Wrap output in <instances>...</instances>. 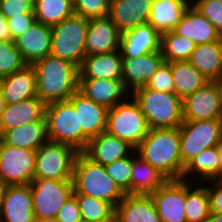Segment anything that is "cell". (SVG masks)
Here are the masks:
<instances>
[{
  "mask_svg": "<svg viewBox=\"0 0 222 222\" xmlns=\"http://www.w3.org/2000/svg\"><path fill=\"white\" fill-rule=\"evenodd\" d=\"M126 98L108 110L106 132L136 148L150 131L147 119L134 98Z\"/></svg>",
  "mask_w": 222,
  "mask_h": 222,
  "instance_id": "7",
  "label": "cell"
},
{
  "mask_svg": "<svg viewBox=\"0 0 222 222\" xmlns=\"http://www.w3.org/2000/svg\"><path fill=\"white\" fill-rule=\"evenodd\" d=\"M1 136L4 144L36 151L41 145L48 141L47 122H29L16 128L6 130Z\"/></svg>",
  "mask_w": 222,
  "mask_h": 222,
  "instance_id": "30",
  "label": "cell"
},
{
  "mask_svg": "<svg viewBox=\"0 0 222 222\" xmlns=\"http://www.w3.org/2000/svg\"><path fill=\"white\" fill-rule=\"evenodd\" d=\"M219 90H220V110H221V120H222V79L219 81Z\"/></svg>",
  "mask_w": 222,
  "mask_h": 222,
  "instance_id": "52",
  "label": "cell"
},
{
  "mask_svg": "<svg viewBox=\"0 0 222 222\" xmlns=\"http://www.w3.org/2000/svg\"><path fill=\"white\" fill-rule=\"evenodd\" d=\"M135 151L169 180L182 179L185 165L181 158L179 127L150 129Z\"/></svg>",
  "mask_w": 222,
  "mask_h": 222,
  "instance_id": "1",
  "label": "cell"
},
{
  "mask_svg": "<svg viewBox=\"0 0 222 222\" xmlns=\"http://www.w3.org/2000/svg\"><path fill=\"white\" fill-rule=\"evenodd\" d=\"M78 153L70 145L48 140L36 150L34 179L72 181Z\"/></svg>",
  "mask_w": 222,
  "mask_h": 222,
  "instance_id": "8",
  "label": "cell"
},
{
  "mask_svg": "<svg viewBox=\"0 0 222 222\" xmlns=\"http://www.w3.org/2000/svg\"><path fill=\"white\" fill-rule=\"evenodd\" d=\"M78 202L81 218L114 221L115 208L108 202L84 194H73Z\"/></svg>",
  "mask_w": 222,
  "mask_h": 222,
  "instance_id": "37",
  "label": "cell"
},
{
  "mask_svg": "<svg viewBox=\"0 0 222 222\" xmlns=\"http://www.w3.org/2000/svg\"><path fill=\"white\" fill-rule=\"evenodd\" d=\"M122 54L120 50L86 56L79 67V79H121Z\"/></svg>",
  "mask_w": 222,
  "mask_h": 222,
  "instance_id": "27",
  "label": "cell"
},
{
  "mask_svg": "<svg viewBox=\"0 0 222 222\" xmlns=\"http://www.w3.org/2000/svg\"><path fill=\"white\" fill-rule=\"evenodd\" d=\"M36 222H59L56 218L36 219Z\"/></svg>",
  "mask_w": 222,
  "mask_h": 222,
  "instance_id": "53",
  "label": "cell"
},
{
  "mask_svg": "<svg viewBox=\"0 0 222 222\" xmlns=\"http://www.w3.org/2000/svg\"><path fill=\"white\" fill-rule=\"evenodd\" d=\"M0 90L6 104L18 103L37 96L36 71L33 65L0 79Z\"/></svg>",
  "mask_w": 222,
  "mask_h": 222,
  "instance_id": "23",
  "label": "cell"
},
{
  "mask_svg": "<svg viewBox=\"0 0 222 222\" xmlns=\"http://www.w3.org/2000/svg\"><path fill=\"white\" fill-rule=\"evenodd\" d=\"M121 32L109 16L89 19L85 57L120 50Z\"/></svg>",
  "mask_w": 222,
  "mask_h": 222,
  "instance_id": "14",
  "label": "cell"
},
{
  "mask_svg": "<svg viewBox=\"0 0 222 222\" xmlns=\"http://www.w3.org/2000/svg\"><path fill=\"white\" fill-rule=\"evenodd\" d=\"M88 19L73 14L51 27L50 54L80 67L85 58Z\"/></svg>",
  "mask_w": 222,
  "mask_h": 222,
  "instance_id": "5",
  "label": "cell"
},
{
  "mask_svg": "<svg viewBox=\"0 0 222 222\" xmlns=\"http://www.w3.org/2000/svg\"><path fill=\"white\" fill-rule=\"evenodd\" d=\"M104 167L117 186L125 194H131L132 156L118 159Z\"/></svg>",
  "mask_w": 222,
  "mask_h": 222,
  "instance_id": "39",
  "label": "cell"
},
{
  "mask_svg": "<svg viewBox=\"0 0 222 222\" xmlns=\"http://www.w3.org/2000/svg\"><path fill=\"white\" fill-rule=\"evenodd\" d=\"M114 222H161L150 195L125 194L115 207Z\"/></svg>",
  "mask_w": 222,
  "mask_h": 222,
  "instance_id": "25",
  "label": "cell"
},
{
  "mask_svg": "<svg viewBox=\"0 0 222 222\" xmlns=\"http://www.w3.org/2000/svg\"><path fill=\"white\" fill-rule=\"evenodd\" d=\"M73 14V0H34V16L44 25L52 27Z\"/></svg>",
  "mask_w": 222,
  "mask_h": 222,
  "instance_id": "35",
  "label": "cell"
},
{
  "mask_svg": "<svg viewBox=\"0 0 222 222\" xmlns=\"http://www.w3.org/2000/svg\"><path fill=\"white\" fill-rule=\"evenodd\" d=\"M78 222H114V221H98V220H87V219L81 218V220Z\"/></svg>",
  "mask_w": 222,
  "mask_h": 222,
  "instance_id": "54",
  "label": "cell"
},
{
  "mask_svg": "<svg viewBox=\"0 0 222 222\" xmlns=\"http://www.w3.org/2000/svg\"><path fill=\"white\" fill-rule=\"evenodd\" d=\"M208 183L211 186L206 185L209 198V211L210 213H220L222 212V179H210Z\"/></svg>",
  "mask_w": 222,
  "mask_h": 222,
  "instance_id": "45",
  "label": "cell"
},
{
  "mask_svg": "<svg viewBox=\"0 0 222 222\" xmlns=\"http://www.w3.org/2000/svg\"><path fill=\"white\" fill-rule=\"evenodd\" d=\"M185 180V217L187 222H209V198L206 186ZM193 187V189L191 188Z\"/></svg>",
  "mask_w": 222,
  "mask_h": 222,
  "instance_id": "34",
  "label": "cell"
},
{
  "mask_svg": "<svg viewBox=\"0 0 222 222\" xmlns=\"http://www.w3.org/2000/svg\"><path fill=\"white\" fill-rule=\"evenodd\" d=\"M51 37V26L36 21L24 34L14 40V44L25 63L33 65L50 55Z\"/></svg>",
  "mask_w": 222,
  "mask_h": 222,
  "instance_id": "21",
  "label": "cell"
},
{
  "mask_svg": "<svg viewBox=\"0 0 222 222\" xmlns=\"http://www.w3.org/2000/svg\"><path fill=\"white\" fill-rule=\"evenodd\" d=\"M179 130L181 158L186 165L204 149L216 147L222 137V120L183 121Z\"/></svg>",
  "mask_w": 222,
  "mask_h": 222,
  "instance_id": "9",
  "label": "cell"
},
{
  "mask_svg": "<svg viewBox=\"0 0 222 222\" xmlns=\"http://www.w3.org/2000/svg\"><path fill=\"white\" fill-rule=\"evenodd\" d=\"M175 94L181 99L203 87L208 80L189 62H171Z\"/></svg>",
  "mask_w": 222,
  "mask_h": 222,
  "instance_id": "32",
  "label": "cell"
},
{
  "mask_svg": "<svg viewBox=\"0 0 222 222\" xmlns=\"http://www.w3.org/2000/svg\"><path fill=\"white\" fill-rule=\"evenodd\" d=\"M78 91L108 109L130 96L121 79H79Z\"/></svg>",
  "mask_w": 222,
  "mask_h": 222,
  "instance_id": "22",
  "label": "cell"
},
{
  "mask_svg": "<svg viewBox=\"0 0 222 222\" xmlns=\"http://www.w3.org/2000/svg\"><path fill=\"white\" fill-rule=\"evenodd\" d=\"M45 118L49 141L70 145L79 152L85 149L89 139L78 130L77 113L68 100L47 104Z\"/></svg>",
  "mask_w": 222,
  "mask_h": 222,
  "instance_id": "6",
  "label": "cell"
},
{
  "mask_svg": "<svg viewBox=\"0 0 222 222\" xmlns=\"http://www.w3.org/2000/svg\"><path fill=\"white\" fill-rule=\"evenodd\" d=\"M150 196L161 222H187L185 217V180H168Z\"/></svg>",
  "mask_w": 222,
  "mask_h": 222,
  "instance_id": "13",
  "label": "cell"
},
{
  "mask_svg": "<svg viewBox=\"0 0 222 222\" xmlns=\"http://www.w3.org/2000/svg\"><path fill=\"white\" fill-rule=\"evenodd\" d=\"M164 61L161 50L141 57L122 58L121 80L124 88L131 94L144 87Z\"/></svg>",
  "mask_w": 222,
  "mask_h": 222,
  "instance_id": "15",
  "label": "cell"
},
{
  "mask_svg": "<svg viewBox=\"0 0 222 222\" xmlns=\"http://www.w3.org/2000/svg\"><path fill=\"white\" fill-rule=\"evenodd\" d=\"M189 62L208 80L222 79V38L206 44H196Z\"/></svg>",
  "mask_w": 222,
  "mask_h": 222,
  "instance_id": "28",
  "label": "cell"
},
{
  "mask_svg": "<svg viewBox=\"0 0 222 222\" xmlns=\"http://www.w3.org/2000/svg\"><path fill=\"white\" fill-rule=\"evenodd\" d=\"M36 151L0 143V179L9 185L30 184L35 174Z\"/></svg>",
  "mask_w": 222,
  "mask_h": 222,
  "instance_id": "11",
  "label": "cell"
},
{
  "mask_svg": "<svg viewBox=\"0 0 222 222\" xmlns=\"http://www.w3.org/2000/svg\"><path fill=\"white\" fill-rule=\"evenodd\" d=\"M135 155L136 151L132 156L131 194L150 195L169 179L140 156Z\"/></svg>",
  "mask_w": 222,
  "mask_h": 222,
  "instance_id": "31",
  "label": "cell"
},
{
  "mask_svg": "<svg viewBox=\"0 0 222 222\" xmlns=\"http://www.w3.org/2000/svg\"><path fill=\"white\" fill-rule=\"evenodd\" d=\"M29 185L36 219L56 218L74 192L73 181L33 179Z\"/></svg>",
  "mask_w": 222,
  "mask_h": 222,
  "instance_id": "10",
  "label": "cell"
},
{
  "mask_svg": "<svg viewBox=\"0 0 222 222\" xmlns=\"http://www.w3.org/2000/svg\"><path fill=\"white\" fill-rule=\"evenodd\" d=\"M73 194H84L104 200L114 208L125 193L108 175L104 166L88 159L82 152L76 156L73 168Z\"/></svg>",
  "mask_w": 222,
  "mask_h": 222,
  "instance_id": "3",
  "label": "cell"
},
{
  "mask_svg": "<svg viewBox=\"0 0 222 222\" xmlns=\"http://www.w3.org/2000/svg\"><path fill=\"white\" fill-rule=\"evenodd\" d=\"M46 105L36 96L14 104H6L0 120L1 134L34 121H46Z\"/></svg>",
  "mask_w": 222,
  "mask_h": 222,
  "instance_id": "26",
  "label": "cell"
},
{
  "mask_svg": "<svg viewBox=\"0 0 222 222\" xmlns=\"http://www.w3.org/2000/svg\"><path fill=\"white\" fill-rule=\"evenodd\" d=\"M216 149L218 151L219 159L221 162L220 175L217 179H222V137L220 138L219 142L217 143Z\"/></svg>",
  "mask_w": 222,
  "mask_h": 222,
  "instance_id": "49",
  "label": "cell"
},
{
  "mask_svg": "<svg viewBox=\"0 0 222 222\" xmlns=\"http://www.w3.org/2000/svg\"><path fill=\"white\" fill-rule=\"evenodd\" d=\"M196 43L169 31L161 34V52L166 62L189 61Z\"/></svg>",
  "mask_w": 222,
  "mask_h": 222,
  "instance_id": "36",
  "label": "cell"
},
{
  "mask_svg": "<svg viewBox=\"0 0 222 222\" xmlns=\"http://www.w3.org/2000/svg\"><path fill=\"white\" fill-rule=\"evenodd\" d=\"M222 35V0H196L192 4Z\"/></svg>",
  "mask_w": 222,
  "mask_h": 222,
  "instance_id": "42",
  "label": "cell"
},
{
  "mask_svg": "<svg viewBox=\"0 0 222 222\" xmlns=\"http://www.w3.org/2000/svg\"><path fill=\"white\" fill-rule=\"evenodd\" d=\"M209 222H222V212L210 213Z\"/></svg>",
  "mask_w": 222,
  "mask_h": 222,
  "instance_id": "50",
  "label": "cell"
},
{
  "mask_svg": "<svg viewBox=\"0 0 222 222\" xmlns=\"http://www.w3.org/2000/svg\"><path fill=\"white\" fill-rule=\"evenodd\" d=\"M37 97L45 104L67 101L78 91L79 67L59 57L47 55L33 64Z\"/></svg>",
  "mask_w": 222,
  "mask_h": 222,
  "instance_id": "2",
  "label": "cell"
},
{
  "mask_svg": "<svg viewBox=\"0 0 222 222\" xmlns=\"http://www.w3.org/2000/svg\"><path fill=\"white\" fill-rule=\"evenodd\" d=\"M77 113L78 130L90 140L106 130L108 108L76 91L68 100Z\"/></svg>",
  "mask_w": 222,
  "mask_h": 222,
  "instance_id": "17",
  "label": "cell"
},
{
  "mask_svg": "<svg viewBox=\"0 0 222 222\" xmlns=\"http://www.w3.org/2000/svg\"><path fill=\"white\" fill-rule=\"evenodd\" d=\"M184 121L220 119L219 81H208L183 99Z\"/></svg>",
  "mask_w": 222,
  "mask_h": 222,
  "instance_id": "12",
  "label": "cell"
},
{
  "mask_svg": "<svg viewBox=\"0 0 222 222\" xmlns=\"http://www.w3.org/2000/svg\"><path fill=\"white\" fill-rule=\"evenodd\" d=\"M56 219L59 222H78L81 220L79 205L74 195L68 198L58 211Z\"/></svg>",
  "mask_w": 222,
  "mask_h": 222,
  "instance_id": "46",
  "label": "cell"
},
{
  "mask_svg": "<svg viewBox=\"0 0 222 222\" xmlns=\"http://www.w3.org/2000/svg\"><path fill=\"white\" fill-rule=\"evenodd\" d=\"M0 41H12L7 18L0 12Z\"/></svg>",
  "mask_w": 222,
  "mask_h": 222,
  "instance_id": "47",
  "label": "cell"
},
{
  "mask_svg": "<svg viewBox=\"0 0 222 222\" xmlns=\"http://www.w3.org/2000/svg\"><path fill=\"white\" fill-rule=\"evenodd\" d=\"M173 31L196 44L211 43L222 38L216 27L192 4L183 13L180 22Z\"/></svg>",
  "mask_w": 222,
  "mask_h": 222,
  "instance_id": "24",
  "label": "cell"
},
{
  "mask_svg": "<svg viewBox=\"0 0 222 222\" xmlns=\"http://www.w3.org/2000/svg\"><path fill=\"white\" fill-rule=\"evenodd\" d=\"M190 3L189 0H153L148 23L160 34L173 31Z\"/></svg>",
  "mask_w": 222,
  "mask_h": 222,
  "instance_id": "29",
  "label": "cell"
},
{
  "mask_svg": "<svg viewBox=\"0 0 222 222\" xmlns=\"http://www.w3.org/2000/svg\"><path fill=\"white\" fill-rule=\"evenodd\" d=\"M145 87L159 92L175 93L171 62L164 61Z\"/></svg>",
  "mask_w": 222,
  "mask_h": 222,
  "instance_id": "41",
  "label": "cell"
},
{
  "mask_svg": "<svg viewBox=\"0 0 222 222\" xmlns=\"http://www.w3.org/2000/svg\"><path fill=\"white\" fill-rule=\"evenodd\" d=\"M5 105H6V103H5V100L2 97V93H1V90H0V120H1L2 114L4 112Z\"/></svg>",
  "mask_w": 222,
  "mask_h": 222,
  "instance_id": "51",
  "label": "cell"
},
{
  "mask_svg": "<svg viewBox=\"0 0 222 222\" xmlns=\"http://www.w3.org/2000/svg\"><path fill=\"white\" fill-rule=\"evenodd\" d=\"M220 167L221 162L216 147L204 149L185 165L182 180H187L186 178L193 175L196 180L201 177V180L206 182L210 179H217L220 175ZM192 173L195 174L190 175Z\"/></svg>",
  "mask_w": 222,
  "mask_h": 222,
  "instance_id": "33",
  "label": "cell"
},
{
  "mask_svg": "<svg viewBox=\"0 0 222 222\" xmlns=\"http://www.w3.org/2000/svg\"><path fill=\"white\" fill-rule=\"evenodd\" d=\"M12 41L24 34L34 23V14H22V16L7 19Z\"/></svg>",
  "mask_w": 222,
  "mask_h": 222,
  "instance_id": "44",
  "label": "cell"
},
{
  "mask_svg": "<svg viewBox=\"0 0 222 222\" xmlns=\"http://www.w3.org/2000/svg\"><path fill=\"white\" fill-rule=\"evenodd\" d=\"M1 141H2V136H1V132H0V143H1Z\"/></svg>",
  "mask_w": 222,
  "mask_h": 222,
  "instance_id": "55",
  "label": "cell"
},
{
  "mask_svg": "<svg viewBox=\"0 0 222 222\" xmlns=\"http://www.w3.org/2000/svg\"><path fill=\"white\" fill-rule=\"evenodd\" d=\"M110 0H73L74 14L86 19L108 16Z\"/></svg>",
  "mask_w": 222,
  "mask_h": 222,
  "instance_id": "40",
  "label": "cell"
},
{
  "mask_svg": "<svg viewBox=\"0 0 222 222\" xmlns=\"http://www.w3.org/2000/svg\"><path fill=\"white\" fill-rule=\"evenodd\" d=\"M25 61L14 41H0V79L22 69Z\"/></svg>",
  "mask_w": 222,
  "mask_h": 222,
  "instance_id": "38",
  "label": "cell"
},
{
  "mask_svg": "<svg viewBox=\"0 0 222 222\" xmlns=\"http://www.w3.org/2000/svg\"><path fill=\"white\" fill-rule=\"evenodd\" d=\"M161 49V34L149 23L121 33L122 58L141 57Z\"/></svg>",
  "mask_w": 222,
  "mask_h": 222,
  "instance_id": "19",
  "label": "cell"
},
{
  "mask_svg": "<svg viewBox=\"0 0 222 222\" xmlns=\"http://www.w3.org/2000/svg\"><path fill=\"white\" fill-rule=\"evenodd\" d=\"M0 222H36L29 184L9 185L0 208Z\"/></svg>",
  "mask_w": 222,
  "mask_h": 222,
  "instance_id": "16",
  "label": "cell"
},
{
  "mask_svg": "<svg viewBox=\"0 0 222 222\" xmlns=\"http://www.w3.org/2000/svg\"><path fill=\"white\" fill-rule=\"evenodd\" d=\"M134 151L135 148L127 141L104 131L90 139L82 153L92 162L105 166L118 159L134 155Z\"/></svg>",
  "mask_w": 222,
  "mask_h": 222,
  "instance_id": "18",
  "label": "cell"
},
{
  "mask_svg": "<svg viewBox=\"0 0 222 222\" xmlns=\"http://www.w3.org/2000/svg\"><path fill=\"white\" fill-rule=\"evenodd\" d=\"M153 0H110L108 16L121 33L149 22Z\"/></svg>",
  "mask_w": 222,
  "mask_h": 222,
  "instance_id": "20",
  "label": "cell"
},
{
  "mask_svg": "<svg viewBox=\"0 0 222 222\" xmlns=\"http://www.w3.org/2000/svg\"><path fill=\"white\" fill-rule=\"evenodd\" d=\"M8 187H9V184L5 183L3 180L0 179V208L3 202V199L5 198Z\"/></svg>",
  "mask_w": 222,
  "mask_h": 222,
  "instance_id": "48",
  "label": "cell"
},
{
  "mask_svg": "<svg viewBox=\"0 0 222 222\" xmlns=\"http://www.w3.org/2000/svg\"><path fill=\"white\" fill-rule=\"evenodd\" d=\"M138 103L150 129L177 128L183 121V99L175 93L140 87L130 96Z\"/></svg>",
  "mask_w": 222,
  "mask_h": 222,
  "instance_id": "4",
  "label": "cell"
},
{
  "mask_svg": "<svg viewBox=\"0 0 222 222\" xmlns=\"http://www.w3.org/2000/svg\"><path fill=\"white\" fill-rule=\"evenodd\" d=\"M0 12L8 19L34 14V0H0Z\"/></svg>",
  "mask_w": 222,
  "mask_h": 222,
  "instance_id": "43",
  "label": "cell"
}]
</instances>
